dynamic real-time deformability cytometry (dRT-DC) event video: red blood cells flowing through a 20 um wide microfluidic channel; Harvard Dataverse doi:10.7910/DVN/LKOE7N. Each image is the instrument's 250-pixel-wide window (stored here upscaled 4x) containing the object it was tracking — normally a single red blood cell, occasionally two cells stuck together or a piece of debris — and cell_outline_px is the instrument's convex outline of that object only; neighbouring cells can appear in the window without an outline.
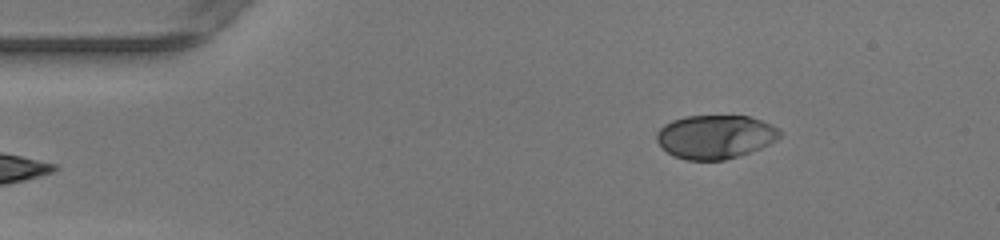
{"species": "human", "species_latin": "Homo sapiens", "temperature_condition": "warm", "stored_images_in_passage": 43, "camera_frame_rate_fps": 3000, "um_per_image_px": 0.085, "donor": {"sex": "female"}, "frame": {"image": 1, "passage_image": 1, "time_ms": 0.0, "image_size_px": [1000, 240], "cell_outline_px": [[784, 132], [776, 140], [760, 148], [724, 160], [684, 160], [672, 156], [656, 140], [656, 132], [664, 124], [672, 120], [684, 116], [748, 116], [772, 124], [780, 128]], "centroid_in_image_um": [60.79, 11.62], "position_along_channel_um": 24.2, "area_um2": 31.44}}
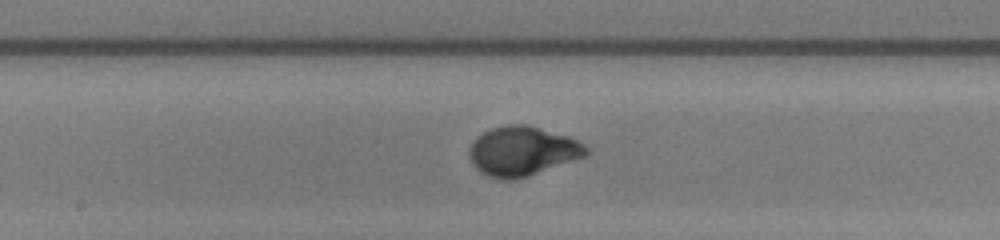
{"frame": {"image": 2, "passage_image": 19, "time_ms": 6.0, "image_size_px": [1000, 240], "cell_outline_px": [[592, 152], [588, 156], [528, 176], [512, 180], [504, 180], [488, 176], [480, 172], [472, 164], [468, 156], [468, 148], [476, 136], [492, 128], [508, 124], [528, 124], [568, 136], [584, 144]], "centroid_in_image_um": [44.41, 12.85], "position_along_channel_um": 203.8, "area_um2": 34.1}}
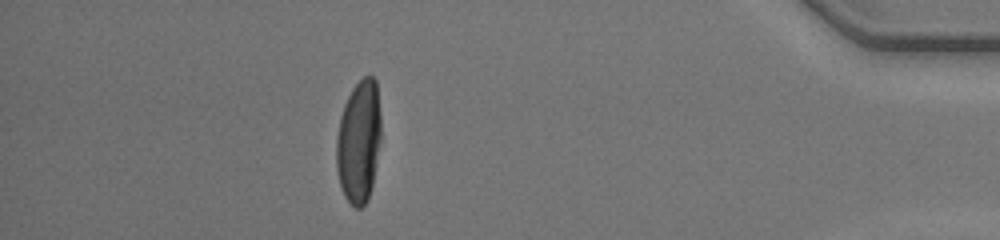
{"frame": {"image": 3, "passage_image": 37, "time_ms": 12.0, "image_size_px": [1000, 240], "cell_outline_px": [[380, 140], [372, 184], [368, 200], [360, 208], [356, 208], [344, 196], [340, 184], [336, 168], [336, 136], [340, 116], [344, 104], [352, 88], [364, 76], [372, 76], [376, 80], [380, 112]], "centroid_in_image_um": [30.49, 12.02], "position_along_channel_um": 404.7, "area_um2": 31.91}, "authors_computed_cell_mechanics": {"area_um2": 32.368, "velocity_mm_per_s": 4.2169, "shape_relaxation_time_tau1_ms": 3.0692, "shape_relaxation_time_tau2_ms": null, "deformation_change_tau1": 0.2202, "deformation_change_tau2": null}}